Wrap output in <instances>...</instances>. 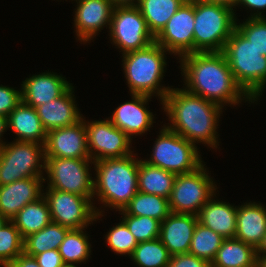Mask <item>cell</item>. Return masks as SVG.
<instances>
[{
	"label": "cell",
	"instance_id": "cell-1",
	"mask_svg": "<svg viewBox=\"0 0 266 267\" xmlns=\"http://www.w3.org/2000/svg\"><path fill=\"white\" fill-rule=\"evenodd\" d=\"M179 59L184 89L189 93L219 104L222 108L224 104L236 107L242 100L254 103L236 83L222 51L189 53Z\"/></svg>",
	"mask_w": 266,
	"mask_h": 267
},
{
	"label": "cell",
	"instance_id": "cell-2",
	"mask_svg": "<svg viewBox=\"0 0 266 267\" xmlns=\"http://www.w3.org/2000/svg\"><path fill=\"white\" fill-rule=\"evenodd\" d=\"M170 125V130L188 141L218 147L217 126L222 107L219 104L194 95L184 88H171L161 102Z\"/></svg>",
	"mask_w": 266,
	"mask_h": 267
},
{
	"label": "cell",
	"instance_id": "cell-3",
	"mask_svg": "<svg viewBox=\"0 0 266 267\" xmlns=\"http://www.w3.org/2000/svg\"><path fill=\"white\" fill-rule=\"evenodd\" d=\"M134 155V156H133ZM94 198L105 207L123 210L138 192L139 160L135 154L94 162Z\"/></svg>",
	"mask_w": 266,
	"mask_h": 267
},
{
	"label": "cell",
	"instance_id": "cell-4",
	"mask_svg": "<svg viewBox=\"0 0 266 267\" xmlns=\"http://www.w3.org/2000/svg\"><path fill=\"white\" fill-rule=\"evenodd\" d=\"M166 50L157 43L145 49L123 54L122 63L130 94L158 96L162 102L170 87L161 86L165 75Z\"/></svg>",
	"mask_w": 266,
	"mask_h": 267
},
{
	"label": "cell",
	"instance_id": "cell-5",
	"mask_svg": "<svg viewBox=\"0 0 266 267\" xmlns=\"http://www.w3.org/2000/svg\"><path fill=\"white\" fill-rule=\"evenodd\" d=\"M222 52L236 83L258 102L266 87V56L261 55L236 28Z\"/></svg>",
	"mask_w": 266,
	"mask_h": 267
},
{
	"label": "cell",
	"instance_id": "cell-6",
	"mask_svg": "<svg viewBox=\"0 0 266 267\" xmlns=\"http://www.w3.org/2000/svg\"><path fill=\"white\" fill-rule=\"evenodd\" d=\"M235 9L194 0V53L223 51L236 28Z\"/></svg>",
	"mask_w": 266,
	"mask_h": 267
},
{
	"label": "cell",
	"instance_id": "cell-7",
	"mask_svg": "<svg viewBox=\"0 0 266 267\" xmlns=\"http://www.w3.org/2000/svg\"><path fill=\"white\" fill-rule=\"evenodd\" d=\"M156 138L152 154L145 162L172 173L186 174L203 165L200 150L192 142L165 125Z\"/></svg>",
	"mask_w": 266,
	"mask_h": 267
},
{
	"label": "cell",
	"instance_id": "cell-8",
	"mask_svg": "<svg viewBox=\"0 0 266 267\" xmlns=\"http://www.w3.org/2000/svg\"><path fill=\"white\" fill-rule=\"evenodd\" d=\"M45 160L43 144L15 140L3 144L0 146V186L29 177H44Z\"/></svg>",
	"mask_w": 266,
	"mask_h": 267
},
{
	"label": "cell",
	"instance_id": "cell-9",
	"mask_svg": "<svg viewBox=\"0 0 266 267\" xmlns=\"http://www.w3.org/2000/svg\"><path fill=\"white\" fill-rule=\"evenodd\" d=\"M46 189H56L94 199V182L90 174L91 159L45 157ZM90 163V164H89Z\"/></svg>",
	"mask_w": 266,
	"mask_h": 267
},
{
	"label": "cell",
	"instance_id": "cell-10",
	"mask_svg": "<svg viewBox=\"0 0 266 267\" xmlns=\"http://www.w3.org/2000/svg\"><path fill=\"white\" fill-rule=\"evenodd\" d=\"M204 166L205 163L193 172L177 175L168 199L172 213L198 215L216 193L217 185Z\"/></svg>",
	"mask_w": 266,
	"mask_h": 267
},
{
	"label": "cell",
	"instance_id": "cell-11",
	"mask_svg": "<svg viewBox=\"0 0 266 267\" xmlns=\"http://www.w3.org/2000/svg\"><path fill=\"white\" fill-rule=\"evenodd\" d=\"M45 190L43 196L48 203L52 222L70 229H87L89 224L103 216V211L95 207L89 197L56 189Z\"/></svg>",
	"mask_w": 266,
	"mask_h": 267
},
{
	"label": "cell",
	"instance_id": "cell-12",
	"mask_svg": "<svg viewBox=\"0 0 266 267\" xmlns=\"http://www.w3.org/2000/svg\"><path fill=\"white\" fill-rule=\"evenodd\" d=\"M109 32L110 40L122 54L145 49L155 42L137 6L114 7Z\"/></svg>",
	"mask_w": 266,
	"mask_h": 267
},
{
	"label": "cell",
	"instance_id": "cell-13",
	"mask_svg": "<svg viewBox=\"0 0 266 267\" xmlns=\"http://www.w3.org/2000/svg\"><path fill=\"white\" fill-rule=\"evenodd\" d=\"M88 153L93 162L122 158L133 154L131 150L132 139L115 127L107 118L105 120H85Z\"/></svg>",
	"mask_w": 266,
	"mask_h": 267
},
{
	"label": "cell",
	"instance_id": "cell-14",
	"mask_svg": "<svg viewBox=\"0 0 266 267\" xmlns=\"http://www.w3.org/2000/svg\"><path fill=\"white\" fill-rule=\"evenodd\" d=\"M155 43L179 57L194 53V0H186L155 37Z\"/></svg>",
	"mask_w": 266,
	"mask_h": 267
},
{
	"label": "cell",
	"instance_id": "cell-15",
	"mask_svg": "<svg viewBox=\"0 0 266 267\" xmlns=\"http://www.w3.org/2000/svg\"><path fill=\"white\" fill-rule=\"evenodd\" d=\"M44 150L45 157L91 159L84 117L71 126L49 130Z\"/></svg>",
	"mask_w": 266,
	"mask_h": 267
},
{
	"label": "cell",
	"instance_id": "cell-16",
	"mask_svg": "<svg viewBox=\"0 0 266 267\" xmlns=\"http://www.w3.org/2000/svg\"><path fill=\"white\" fill-rule=\"evenodd\" d=\"M74 26L78 40L85 43L93 40L101 29H110L114 5L111 0H76ZM99 31V32H98Z\"/></svg>",
	"mask_w": 266,
	"mask_h": 267
},
{
	"label": "cell",
	"instance_id": "cell-17",
	"mask_svg": "<svg viewBox=\"0 0 266 267\" xmlns=\"http://www.w3.org/2000/svg\"><path fill=\"white\" fill-rule=\"evenodd\" d=\"M132 100L120 104L108 119L112 124L127 134L130 138L133 135H142L153 127L154 115L146 108L152 96L143 94H131Z\"/></svg>",
	"mask_w": 266,
	"mask_h": 267
},
{
	"label": "cell",
	"instance_id": "cell-18",
	"mask_svg": "<svg viewBox=\"0 0 266 267\" xmlns=\"http://www.w3.org/2000/svg\"><path fill=\"white\" fill-rule=\"evenodd\" d=\"M45 177H29L0 186V213L9 221L43 195Z\"/></svg>",
	"mask_w": 266,
	"mask_h": 267
},
{
	"label": "cell",
	"instance_id": "cell-19",
	"mask_svg": "<svg viewBox=\"0 0 266 267\" xmlns=\"http://www.w3.org/2000/svg\"><path fill=\"white\" fill-rule=\"evenodd\" d=\"M194 214L170 213L160 224V240L171 256L189 253L198 223Z\"/></svg>",
	"mask_w": 266,
	"mask_h": 267
},
{
	"label": "cell",
	"instance_id": "cell-20",
	"mask_svg": "<svg viewBox=\"0 0 266 267\" xmlns=\"http://www.w3.org/2000/svg\"><path fill=\"white\" fill-rule=\"evenodd\" d=\"M65 79L53 72L32 75L21 84L22 101L35 108L59 98L72 86Z\"/></svg>",
	"mask_w": 266,
	"mask_h": 267
},
{
	"label": "cell",
	"instance_id": "cell-21",
	"mask_svg": "<svg viewBox=\"0 0 266 267\" xmlns=\"http://www.w3.org/2000/svg\"><path fill=\"white\" fill-rule=\"evenodd\" d=\"M73 88L72 85L59 98L35 107L37 115L47 132L52 129L71 126L82 119L83 115L80 114L75 102Z\"/></svg>",
	"mask_w": 266,
	"mask_h": 267
},
{
	"label": "cell",
	"instance_id": "cell-22",
	"mask_svg": "<svg viewBox=\"0 0 266 267\" xmlns=\"http://www.w3.org/2000/svg\"><path fill=\"white\" fill-rule=\"evenodd\" d=\"M265 235L266 207L251 201L237 206L235 238L256 249Z\"/></svg>",
	"mask_w": 266,
	"mask_h": 267
},
{
	"label": "cell",
	"instance_id": "cell-23",
	"mask_svg": "<svg viewBox=\"0 0 266 267\" xmlns=\"http://www.w3.org/2000/svg\"><path fill=\"white\" fill-rule=\"evenodd\" d=\"M216 193L201 208L198 221L223 238H235L237 222V206L213 199Z\"/></svg>",
	"mask_w": 266,
	"mask_h": 267
},
{
	"label": "cell",
	"instance_id": "cell-24",
	"mask_svg": "<svg viewBox=\"0 0 266 267\" xmlns=\"http://www.w3.org/2000/svg\"><path fill=\"white\" fill-rule=\"evenodd\" d=\"M7 128L17 135L16 141L45 144L47 131L44 129L36 109L23 101L7 116Z\"/></svg>",
	"mask_w": 266,
	"mask_h": 267
},
{
	"label": "cell",
	"instance_id": "cell-25",
	"mask_svg": "<svg viewBox=\"0 0 266 267\" xmlns=\"http://www.w3.org/2000/svg\"><path fill=\"white\" fill-rule=\"evenodd\" d=\"M177 175L139 158L138 191L169 199Z\"/></svg>",
	"mask_w": 266,
	"mask_h": 267
},
{
	"label": "cell",
	"instance_id": "cell-26",
	"mask_svg": "<svg viewBox=\"0 0 266 267\" xmlns=\"http://www.w3.org/2000/svg\"><path fill=\"white\" fill-rule=\"evenodd\" d=\"M211 267H257L256 249L236 238L224 239Z\"/></svg>",
	"mask_w": 266,
	"mask_h": 267
},
{
	"label": "cell",
	"instance_id": "cell-27",
	"mask_svg": "<svg viewBox=\"0 0 266 267\" xmlns=\"http://www.w3.org/2000/svg\"><path fill=\"white\" fill-rule=\"evenodd\" d=\"M11 221L23 239L46 227L51 222V216L44 196L42 195L37 200L27 204Z\"/></svg>",
	"mask_w": 266,
	"mask_h": 267
},
{
	"label": "cell",
	"instance_id": "cell-28",
	"mask_svg": "<svg viewBox=\"0 0 266 267\" xmlns=\"http://www.w3.org/2000/svg\"><path fill=\"white\" fill-rule=\"evenodd\" d=\"M186 0H139L137 7L155 38Z\"/></svg>",
	"mask_w": 266,
	"mask_h": 267
},
{
	"label": "cell",
	"instance_id": "cell-29",
	"mask_svg": "<svg viewBox=\"0 0 266 267\" xmlns=\"http://www.w3.org/2000/svg\"><path fill=\"white\" fill-rule=\"evenodd\" d=\"M120 212L121 215L148 216L160 222L171 213L167 198L139 191Z\"/></svg>",
	"mask_w": 266,
	"mask_h": 267
},
{
	"label": "cell",
	"instance_id": "cell-30",
	"mask_svg": "<svg viewBox=\"0 0 266 267\" xmlns=\"http://www.w3.org/2000/svg\"><path fill=\"white\" fill-rule=\"evenodd\" d=\"M70 228L50 222L40 231L24 238L23 252L30 256L59 248Z\"/></svg>",
	"mask_w": 266,
	"mask_h": 267
},
{
	"label": "cell",
	"instance_id": "cell-31",
	"mask_svg": "<svg viewBox=\"0 0 266 267\" xmlns=\"http://www.w3.org/2000/svg\"><path fill=\"white\" fill-rule=\"evenodd\" d=\"M85 229H70L58 248L64 264L86 263L91 253Z\"/></svg>",
	"mask_w": 266,
	"mask_h": 267
},
{
	"label": "cell",
	"instance_id": "cell-32",
	"mask_svg": "<svg viewBox=\"0 0 266 267\" xmlns=\"http://www.w3.org/2000/svg\"><path fill=\"white\" fill-rule=\"evenodd\" d=\"M130 258L139 267H167L171 255L158 237L138 242Z\"/></svg>",
	"mask_w": 266,
	"mask_h": 267
},
{
	"label": "cell",
	"instance_id": "cell-33",
	"mask_svg": "<svg viewBox=\"0 0 266 267\" xmlns=\"http://www.w3.org/2000/svg\"><path fill=\"white\" fill-rule=\"evenodd\" d=\"M224 239L221 235L198 222L192 236L189 254L202 258L211 264Z\"/></svg>",
	"mask_w": 266,
	"mask_h": 267
},
{
	"label": "cell",
	"instance_id": "cell-34",
	"mask_svg": "<svg viewBox=\"0 0 266 267\" xmlns=\"http://www.w3.org/2000/svg\"><path fill=\"white\" fill-rule=\"evenodd\" d=\"M24 239L12 221L0 228V267H8L23 253Z\"/></svg>",
	"mask_w": 266,
	"mask_h": 267
},
{
	"label": "cell",
	"instance_id": "cell-35",
	"mask_svg": "<svg viewBox=\"0 0 266 267\" xmlns=\"http://www.w3.org/2000/svg\"><path fill=\"white\" fill-rule=\"evenodd\" d=\"M121 218L138 242L153 240L160 236L161 222L157 219L134 215H123Z\"/></svg>",
	"mask_w": 266,
	"mask_h": 267
},
{
	"label": "cell",
	"instance_id": "cell-36",
	"mask_svg": "<svg viewBox=\"0 0 266 267\" xmlns=\"http://www.w3.org/2000/svg\"><path fill=\"white\" fill-rule=\"evenodd\" d=\"M108 247L116 254L131 256L138 241L134 235L129 231L128 227L123 221L109 230L105 235Z\"/></svg>",
	"mask_w": 266,
	"mask_h": 267
},
{
	"label": "cell",
	"instance_id": "cell-37",
	"mask_svg": "<svg viewBox=\"0 0 266 267\" xmlns=\"http://www.w3.org/2000/svg\"><path fill=\"white\" fill-rule=\"evenodd\" d=\"M236 29L261 55L266 56V17H248L243 23L236 22Z\"/></svg>",
	"mask_w": 266,
	"mask_h": 267
},
{
	"label": "cell",
	"instance_id": "cell-38",
	"mask_svg": "<svg viewBox=\"0 0 266 267\" xmlns=\"http://www.w3.org/2000/svg\"><path fill=\"white\" fill-rule=\"evenodd\" d=\"M21 101V90L0 85V116L7 117Z\"/></svg>",
	"mask_w": 266,
	"mask_h": 267
},
{
	"label": "cell",
	"instance_id": "cell-39",
	"mask_svg": "<svg viewBox=\"0 0 266 267\" xmlns=\"http://www.w3.org/2000/svg\"><path fill=\"white\" fill-rule=\"evenodd\" d=\"M167 267H211V264L202 258L187 253L171 256Z\"/></svg>",
	"mask_w": 266,
	"mask_h": 267
},
{
	"label": "cell",
	"instance_id": "cell-40",
	"mask_svg": "<svg viewBox=\"0 0 266 267\" xmlns=\"http://www.w3.org/2000/svg\"><path fill=\"white\" fill-rule=\"evenodd\" d=\"M34 257L41 267H63L65 265L57 249L36 254Z\"/></svg>",
	"mask_w": 266,
	"mask_h": 267
},
{
	"label": "cell",
	"instance_id": "cell-41",
	"mask_svg": "<svg viewBox=\"0 0 266 267\" xmlns=\"http://www.w3.org/2000/svg\"><path fill=\"white\" fill-rule=\"evenodd\" d=\"M238 5H243L246 9H250V11L254 10L255 13H250L249 18H265L264 9H266V0H239L237 3Z\"/></svg>",
	"mask_w": 266,
	"mask_h": 267
},
{
	"label": "cell",
	"instance_id": "cell-42",
	"mask_svg": "<svg viewBox=\"0 0 266 267\" xmlns=\"http://www.w3.org/2000/svg\"><path fill=\"white\" fill-rule=\"evenodd\" d=\"M8 267H41L34 256L25 254L18 255Z\"/></svg>",
	"mask_w": 266,
	"mask_h": 267
},
{
	"label": "cell",
	"instance_id": "cell-43",
	"mask_svg": "<svg viewBox=\"0 0 266 267\" xmlns=\"http://www.w3.org/2000/svg\"><path fill=\"white\" fill-rule=\"evenodd\" d=\"M202 1H205L208 3L221 4V5H225L227 7H230L232 9L233 8L236 9V6H237V3L239 0H202Z\"/></svg>",
	"mask_w": 266,
	"mask_h": 267
},
{
	"label": "cell",
	"instance_id": "cell-44",
	"mask_svg": "<svg viewBox=\"0 0 266 267\" xmlns=\"http://www.w3.org/2000/svg\"><path fill=\"white\" fill-rule=\"evenodd\" d=\"M256 256L257 258L266 257V235L263 237L261 243L256 248Z\"/></svg>",
	"mask_w": 266,
	"mask_h": 267
},
{
	"label": "cell",
	"instance_id": "cell-45",
	"mask_svg": "<svg viewBox=\"0 0 266 267\" xmlns=\"http://www.w3.org/2000/svg\"><path fill=\"white\" fill-rule=\"evenodd\" d=\"M139 0H111L115 7L117 6H137Z\"/></svg>",
	"mask_w": 266,
	"mask_h": 267
},
{
	"label": "cell",
	"instance_id": "cell-46",
	"mask_svg": "<svg viewBox=\"0 0 266 267\" xmlns=\"http://www.w3.org/2000/svg\"><path fill=\"white\" fill-rule=\"evenodd\" d=\"M7 117L0 116V146L5 144L6 142L2 141L1 137L3 136L4 132L7 130Z\"/></svg>",
	"mask_w": 266,
	"mask_h": 267
},
{
	"label": "cell",
	"instance_id": "cell-47",
	"mask_svg": "<svg viewBox=\"0 0 266 267\" xmlns=\"http://www.w3.org/2000/svg\"><path fill=\"white\" fill-rule=\"evenodd\" d=\"M257 267H266V257L257 258Z\"/></svg>",
	"mask_w": 266,
	"mask_h": 267
},
{
	"label": "cell",
	"instance_id": "cell-48",
	"mask_svg": "<svg viewBox=\"0 0 266 267\" xmlns=\"http://www.w3.org/2000/svg\"><path fill=\"white\" fill-rule=\"evenodd\" d=\"M8 220L0 213V228L7 222Z\"/></svg>",
	"mask_w": 266,
	"mask_h": 267
},
{
	"label": "cell",
	"instance_id": "cell-49",
	"mask_svg": "<svg viewBox=\"0 0 266 267\" xmlns=\"http://www.w3.org/2000/svg\"><path fill=\"white\" fill-rule=\"evenodd\" d=\"M63 267H77V266L72 265V264H65Z\"/></svg>",
	"mask_w": 266,
	"mask_h": 267
}]
</instances>
